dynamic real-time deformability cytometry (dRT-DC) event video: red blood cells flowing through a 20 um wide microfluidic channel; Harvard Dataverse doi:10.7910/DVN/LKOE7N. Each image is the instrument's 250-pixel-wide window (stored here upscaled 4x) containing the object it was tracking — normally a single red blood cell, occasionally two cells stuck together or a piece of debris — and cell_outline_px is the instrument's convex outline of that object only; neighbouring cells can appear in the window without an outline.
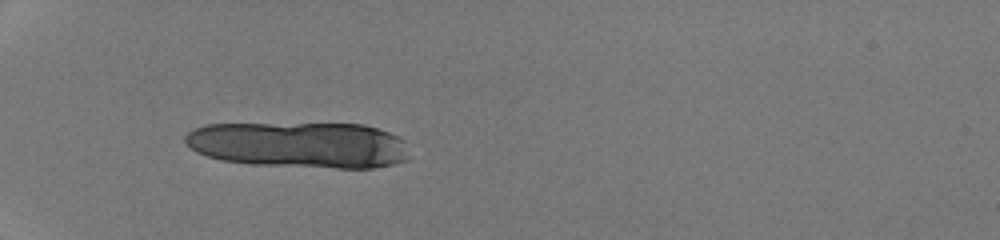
{"species": "human", "species_latin": "Homo sapiens", "temperature_condition": "room temperature", "stored_images_in_passage": 18, "camera_frame_rate_fps": 3000, "um_per_image_px": 0.085, "donor": {"sex": "male"}, "frame": {"image": 1, "passage_image": 13, "time_ms": 4.0, "image_size_px": [1000, 240], "cell_outline_px": [[408, 160], [392, 164], [372, 168], [336, 168], [252, 164], [224, 160], [208, 156], [196, 152], [184, 140], [184, 136], [188, 132], [196, 128], [208, 124], [364, 124], [388, 132], [404, 140]], "centroid_in_image_um": [25.45, 12.31], "position_along_channel_um": 59.5, "area_um2": 59.88}}